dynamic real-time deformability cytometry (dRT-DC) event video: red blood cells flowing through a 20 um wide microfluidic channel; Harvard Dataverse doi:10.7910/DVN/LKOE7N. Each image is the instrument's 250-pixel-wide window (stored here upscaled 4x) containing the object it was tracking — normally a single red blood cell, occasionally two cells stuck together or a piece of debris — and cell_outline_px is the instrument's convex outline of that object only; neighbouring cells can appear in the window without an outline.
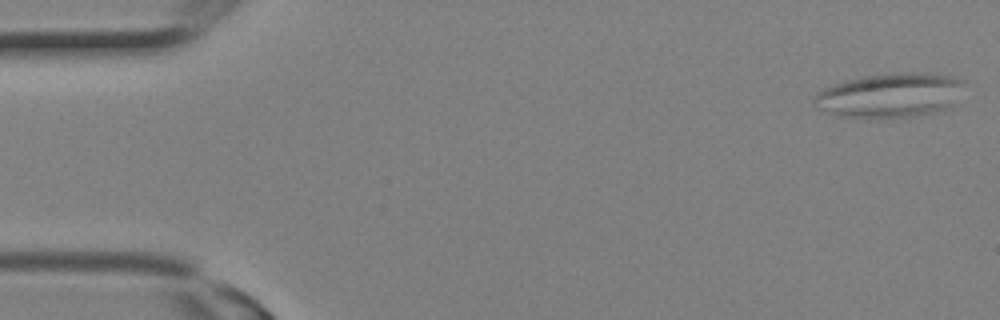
{"species": "Egyptian fruit bat (a non-hibernating species)", "species_latin": "Rousettus aegyptiacus", "temperature_condition": "room temperature", "stored_images_in_passage": 3, "segment_of_instrument_passage": [2, 2], "camera_frame_rate_fps": 3000, "um_per_image_px": 0.085, "animal": {"sex": "female"}, "frame": {"image": 1, "passage_image": 3, "time_ms": 0.667, "image_size_px": [1000, 320], "cell_outline_px": [[964, 80], [952, 104], [936, 112], [912, 116], [840, 116], [816, 108], [812, 104], [812, 100], [816, 92], [832, 84], [844, 80], [864, 76], [924, 72], [952, 76]], "centroid_in_image_um": [75.57, 8.08], "position_along_channel_um": 9.4, "area_um2": 37.92}}